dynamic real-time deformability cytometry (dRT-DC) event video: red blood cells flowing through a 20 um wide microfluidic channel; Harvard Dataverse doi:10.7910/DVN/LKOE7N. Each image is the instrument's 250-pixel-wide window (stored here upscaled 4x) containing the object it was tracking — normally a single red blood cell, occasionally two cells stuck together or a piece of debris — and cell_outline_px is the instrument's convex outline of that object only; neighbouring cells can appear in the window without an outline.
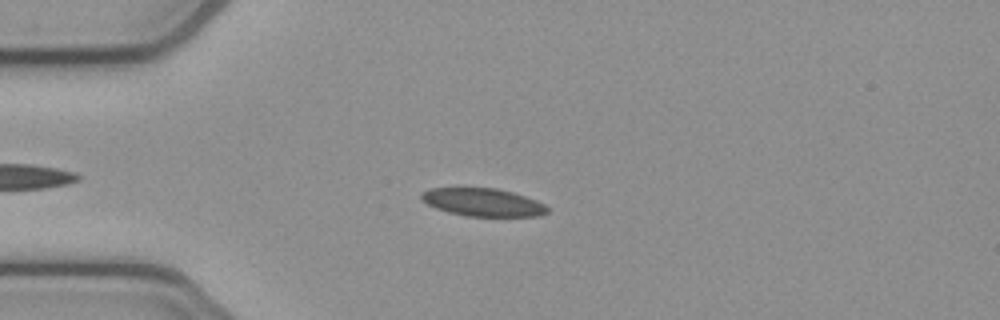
{"species": "common noctule bat (a hibernating species)", "species_latin": "Nyctalus noctula", "temperature_condition": "cold", "stored_images_in_passage": 7, "camera_frame_rate_fps": 3000, "um_per_image_px": 0.085, "animal": {"sex": "female", "body_mass_g": 21.9}, "frame": {"image": 1, "passage_image": 4, "time_ms": 1.0, "image_size_px": [1000, 320], "cell_outline_px": [[548, 212], [540, 216], [464, 216], [448, 212], [436, 208], [428, 204], [420, 196], [428, 188], [496, 188], [512, 192], [536, 200], [544, 204], [548, 208]], "centroid_in_image_um": [41.06, 17.2], "position_along_channel_um": 43.9, "area_um2": 20.35}}
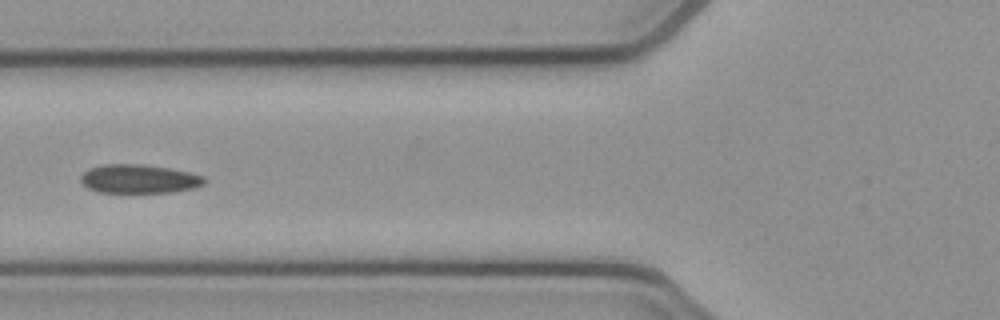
{"frame": {"image": 2, "passage_image": 6, "time_ms": 1.667, "image_size_px": [1000, 320], "cell_outline_px": [[204, 184], [196, 188], [172, 192], [96, 192], [88, 188], [80, 180], [80, 176], [88, 168], [104, 164], [144, 164], [168, 168], [188, 172], [204, 176]], "centroid_in_image_um": [11.8, 15.2], "position_along_channel_um": 114.0, "area_um2": 20.75}}
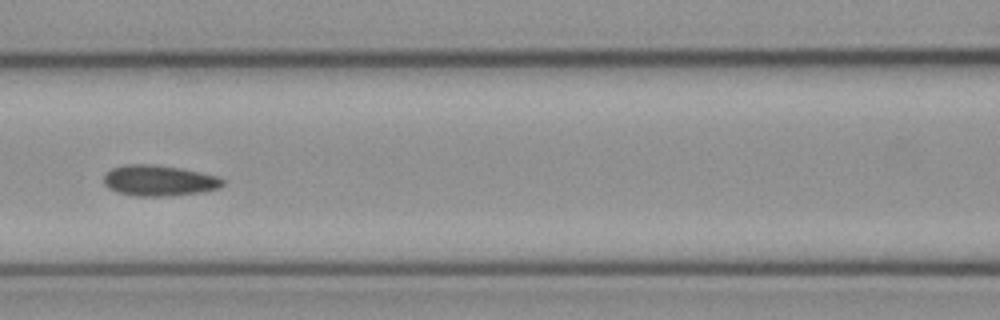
{"frame": {"image": 3, "passage_image": 7, "time_ms": 2.0, "image_size_px": [1000, 320], "cell_outline_px": [[224, 184], [220, 188], [200, 192], [160, 196], [136, 196], [116, 192], [108, 188], [104, 184], [104, 172], [112, 168], [124, 164], [152, 164], [180, 168], [220, 176], [224, 180]], "centroid_in_image_um": [13.49, 15.34], "position_along_channel_um": 153.1, "area_um2": 21.44}}